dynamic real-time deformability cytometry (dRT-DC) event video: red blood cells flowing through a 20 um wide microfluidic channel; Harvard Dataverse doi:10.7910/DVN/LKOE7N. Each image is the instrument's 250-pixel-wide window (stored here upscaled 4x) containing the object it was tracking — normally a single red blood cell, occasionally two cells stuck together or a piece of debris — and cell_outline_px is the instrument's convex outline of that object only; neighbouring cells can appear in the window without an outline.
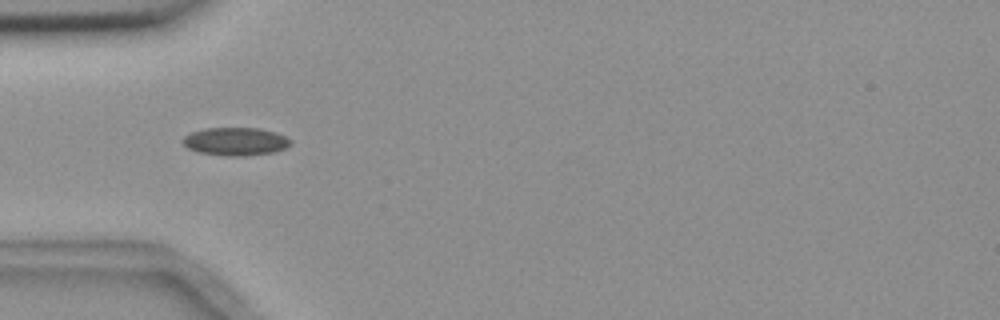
{"species": "common noctule bat (a hibernating species)", "species_latin": "Nyctalus noctula", "temperature_condition": "room temperature", "stored_images_in_passage": 6, "camera_frame_rate_fps": 3000, "um_per_image_px": 0.085, "animal": {"sex": "female", "body_mass_g": 18.4}, "frame": {"image": 1, "passage_image": 4, "time_ms": 3.667, "image_size_px": [1000, 320], "cell_outline_px": [[292, 144], [284, 148], [272, 152], [244, 156], [224, 156], [196, 152], [188, 148], [180, 140], [184, 136], [192, 132], [204, 128], [260, 128], [276, 132], [292, 140]], "centroid_in_image_um": [20.0, 12.02], "position_along_channel_um": 65.0, "area_um2": 17.74}}
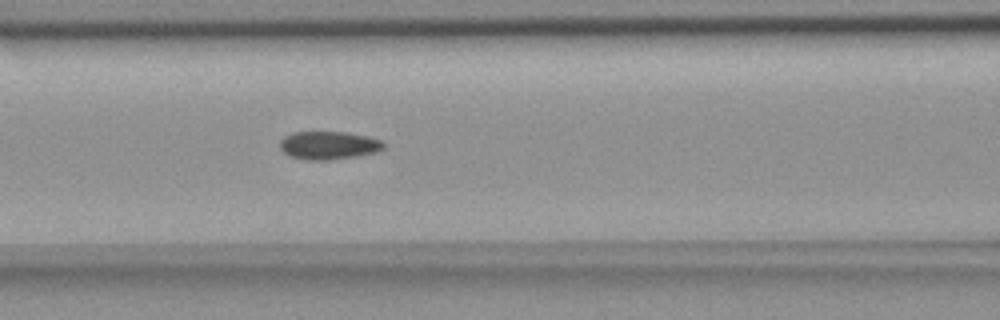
{"frame": {"image": 2, "passage_image": 6, "time_ms": 5.667, "image_size_px": [1000, 320], "cell_outline_px": [[384, 148], [380, 152], [356, 156], [328, 160], [308, 160], [288, 156], [280, 148], [280, 140], [284, 136], [292, 132], [348, 132], [368, 136], [380, 140], [384, 144]], "centroid_in_image_um": [27.94, 12.35], "position_along_channel_um": 138.7, "area_um2": 17.17}}